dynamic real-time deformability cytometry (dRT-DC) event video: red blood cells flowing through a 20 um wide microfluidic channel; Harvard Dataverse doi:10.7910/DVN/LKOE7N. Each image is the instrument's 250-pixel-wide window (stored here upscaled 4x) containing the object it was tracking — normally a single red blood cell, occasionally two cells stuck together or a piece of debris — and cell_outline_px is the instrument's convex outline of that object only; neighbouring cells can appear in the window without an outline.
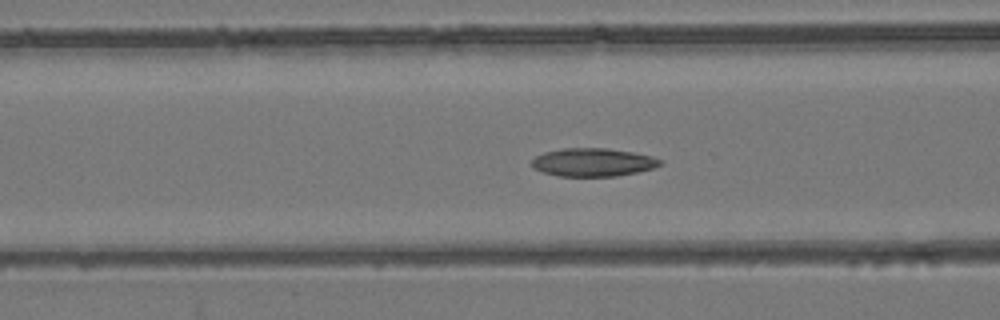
{"species": "common noctule bat (a hibernating species)", "species_latin": "Nyctalus noctula", "temperature_condition": "room temperature", "stored_images_in_passage": 54, "camera_frame_rate_fps": 3000, "um_per_image_px": 0.085, "animal": {"sex": "female", "body_mass_g": 24.6, "forearm_length_mm": 56.2}, "frame": {"image": 1, "passage_image": 22, "time_ms": 7.0, "image_size_px": [1000, 320], "cell_outline_px": [[664, 164], [656, 168], [616, 176], [560, 176], [544, 172], [532, 168], [532, 160], [536, 156], [544, 152], [564, 148], [608, 148], [632, 152], [652, 156], [664, 160]], "centroid_in_image_um": [50.46, 13.79], "position_along_channel_um": 116.1, "area_um2": 21.21}}
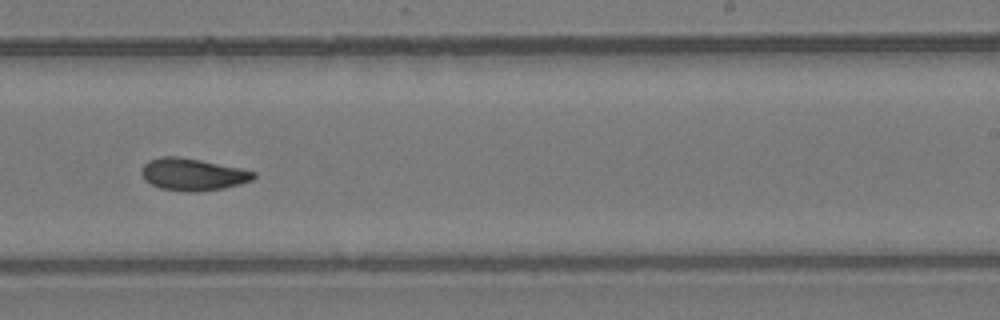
{"frame": {"image": 2, "passage_image": 34, "time_ms": 11.0, "image_size_px": [1000, 320], "cell_outline_px": [[256, 176], [252, 180], [240, 184], [224, 188], [200, 192], [188, 192], [160, 188], [144, 180], [140, 172], [144, 164], [148, 160], [160, 156], [180, 156], [240, 168], [256, 172]], "centroid_in_image_um": [16.36, 14.82], "position_along_channel_um": 272.6, "area_um2": 21.15}}
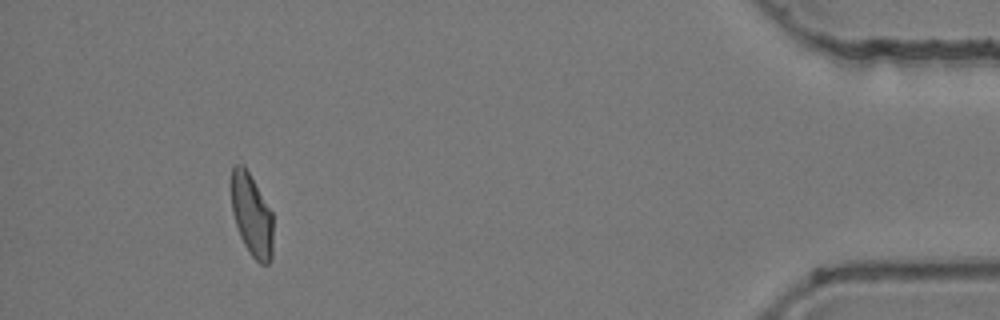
{"frame": {"image": 3, "passage_image": 50, "time_ms": 16.333, "image_size_px": [1000, 320], "cell_outline_px": [[272, 260], [268, 264], [260, 264], [252, 256], [244, 244], [240, 236], [232, 212], [228, 184], [232, 164], [244, 164], [272, 212]], "centroid_in_image_um": [21.34, 18.21], "position_along_channel_um": 413.9, "area_um2": 20.63}, "authors_computed_cell_mechanics": {"area_um2": 21.2704, "velocity_mm_per_s": 3.9033, "shape_relaxation_time_tau1_ms": null, "shape_relaxation_time_tau2_ms": 6.8791, "deformation_change_tau1": null, "deformation_change_tau2": 0.1153}}